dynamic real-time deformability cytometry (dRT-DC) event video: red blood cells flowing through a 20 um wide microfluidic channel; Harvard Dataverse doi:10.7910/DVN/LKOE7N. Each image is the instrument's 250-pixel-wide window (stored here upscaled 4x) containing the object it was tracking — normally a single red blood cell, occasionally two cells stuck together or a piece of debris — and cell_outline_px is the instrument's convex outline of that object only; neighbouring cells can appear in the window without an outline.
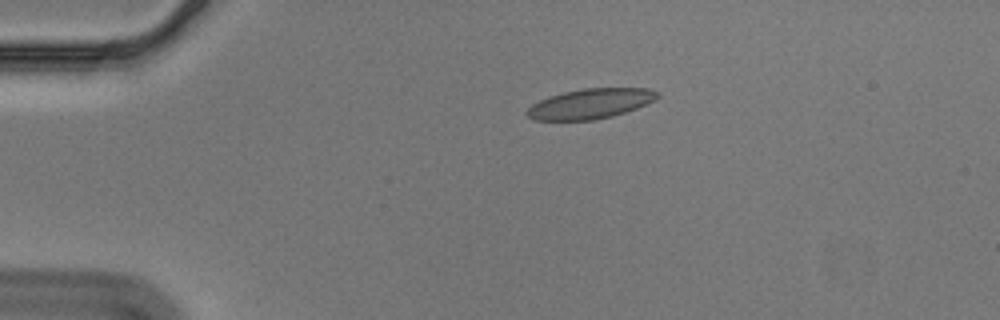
{"species": "Egyptian fruit bat (a non-hibernating species)", "species_latin": "Rousettus aegyptiacus", "temperature_condition": "cold", "stored_images_in_passage": 46, "camera_frame_rate_fps": 3000, "um_per_image_px": 0.085, "animal": {"sex": "male"}, "frame": {"image": 1, "passage_image": 1, "time_ms": 0.0, "image_size_px": [1000, 320], "cell_outline_px": [[660, 96], [656, 100], [648, 104], [612, 116], [592, 120], [536, 120], [528, 116], [524, 112], [532, 104], [548, 96], [564, 92], [584, 88], [648, 88], [660, 92]], "centroid_in_image_um": [50.21, 8.8], "position_along_channel_um": 34.8, "area_um2": 22.89}}
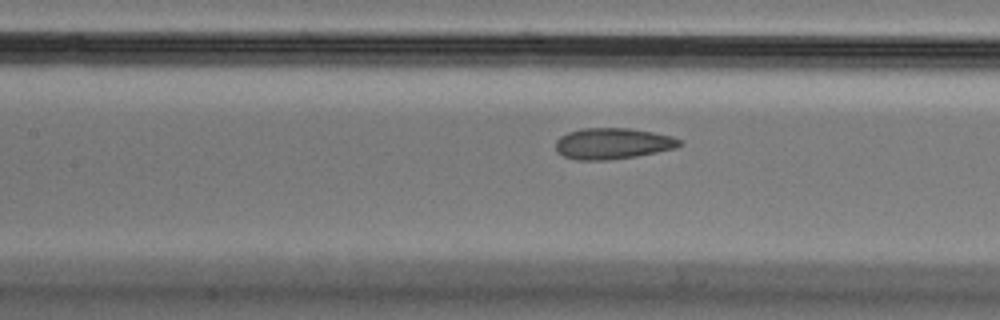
{"frame": {"image": 2, "passage_image": 15, "time_ms": 4.667, "image_size_px": [1000, 320], "cell_outline_px": [[684, 144], [676, 148], [636, 156], [604, 160], [576, 160], [564, 156], [556, 152], [556, 140], [560, 136], [568, 132], [580, 128], [628, 128], [652, 132], [672, 136], [680, 140]], "centroid_in_image_um": [52.06, 12.2], "position_along_channel_um": 155.3, "area_um2": 22.48}}
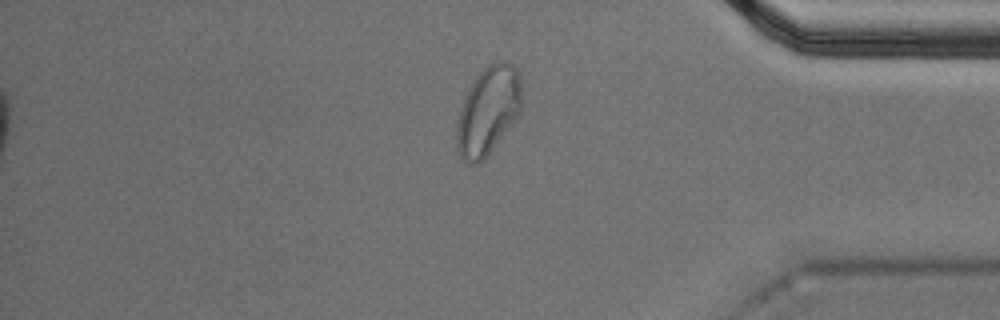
{"frame": {"image": 3, "passage_image": 37, "time_ms": 12.0, "image_size_px": [1000, 320], "cell_outline_px": [[520, 112], [484, 160], [476, 164], [468, 164], [460, 156], [456, 148], [456, 124], [460, 108], [464, 96], [468, 88], [476, 76], [488, 64], [496, 60], [508, 60], [516, 68], [520, 76]], "centroid_in_image_um": [41.45, 9.39], "position_along_channel_um": 393.7, "area_um2": 33.52}, "authors_computed_cell_mechanics": {"area_um2": 23.409, "velocity_mm_per_s": 3.5419, "shape_relaxation_time_tau1_ms": 8.6049, "shape_relaxation_time_tau2_ms": 1.2082, "deformation_change_tau1": 0.1736, "deformation_change_tau2": 0.0643}}